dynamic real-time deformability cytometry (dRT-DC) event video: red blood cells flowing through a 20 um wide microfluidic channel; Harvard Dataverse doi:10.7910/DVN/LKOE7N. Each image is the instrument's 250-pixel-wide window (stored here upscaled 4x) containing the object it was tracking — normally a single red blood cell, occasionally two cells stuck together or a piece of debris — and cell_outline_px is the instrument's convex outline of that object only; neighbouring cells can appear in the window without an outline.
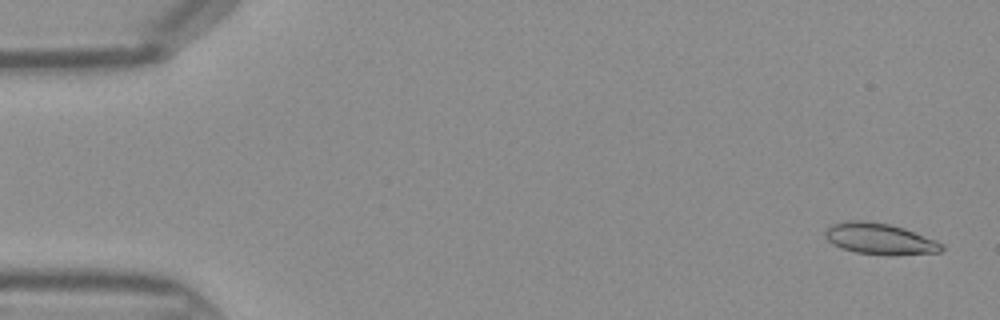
{"species": "Egyptian fruit bat (a non-hibernating species)", "species_latin": "Rousettus aegyptiacus", "temperature_condition": "warm", "stored_images_in_passage": 45, "camera_frame_rate_fps": 3000, "um_per_image_px": 0.085, "frame": {"image": 1, "passage_image": 2, "time_ms": 0.333, "image_size_px": [1000, 320], "cell_outline_px": [[944, 248], [940, 252], [856, 252], [832, 244], [824, 236], [824, 232], [832, 224], [848, 220], [860, 220], [888, 224], [904, 228], [936, 240], [944, 244]], "centroid_in_image_um": [74.72, 20.23], "position_along_channel_um": 10.3, "area_um2": 20.0}}
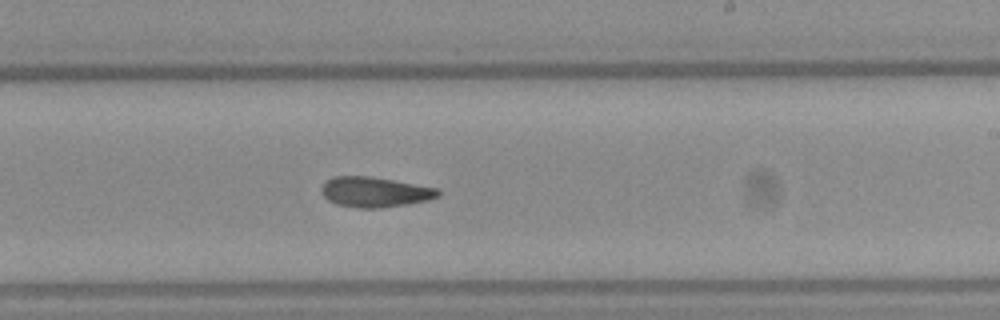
{"frame": {"image": 2, "passage_image": 27, "time_ms": 8.667, "image_size_px": [1000, 320], "cell_outline_px": [[440, 196], [428, 200], [408, 204], [376, 208], [356, 208], [336, 204], [328, 200], [320, 192], [320, 188], [324, 180], [332, 176], [368, 176], [392, 180], [436, 188], [440, 192]], "centroid_in_image_um": [31.79, 16.32], "position_along_channel_um": 257.2, "area_um2": 20.58}}
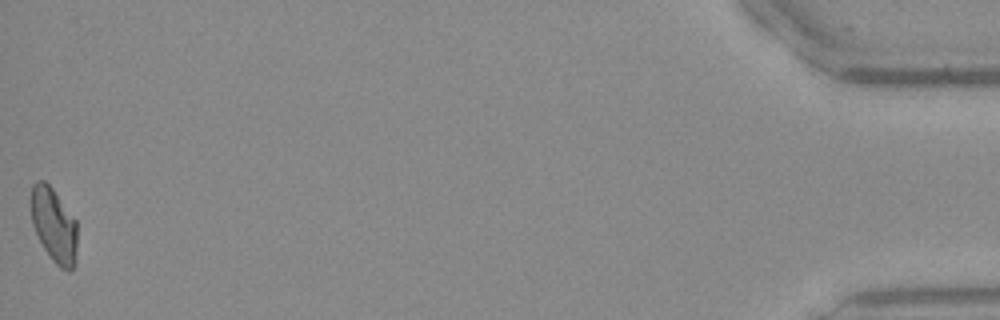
{"frame": {"image": 3, "passage_image": 45, "time_ms": 14.667, "image_size_px": [1000, 320], "cell_outline_px": [[76, 264], [72, 272], [68, 272], [60, 268], [52, 260], [44, 248], [32, 224], [28, 204], [28, 200], [32, 184], [36, 180], [44, 180], [52, 188], [76, 220]], "centroid_in_image_um": [4.55, 19.12], "position_along_channel_um": 430.7, "area_um2": 20.58}}